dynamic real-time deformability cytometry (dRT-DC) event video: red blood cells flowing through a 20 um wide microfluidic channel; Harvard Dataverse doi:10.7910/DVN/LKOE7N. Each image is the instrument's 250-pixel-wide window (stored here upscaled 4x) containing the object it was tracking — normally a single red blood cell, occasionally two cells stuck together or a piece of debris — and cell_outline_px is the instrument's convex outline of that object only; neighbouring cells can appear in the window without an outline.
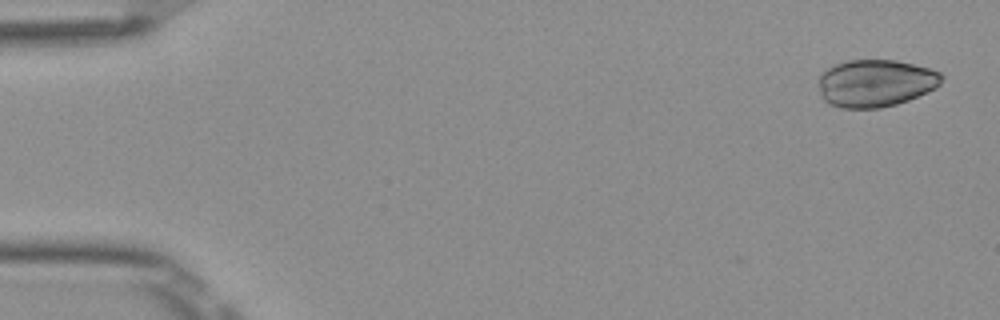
{"species": "Egyptian fruit bat (a non-hibernating species)", "species_latin": "Rousettus aegyptiacus", "temperature_condition": "room temperature", "stored_images_in_passage": 3, "camera_frame_rate_fps": 3000, "um_per_image_px": 0.085, "frame": {"image": 1, "passage_image": 3, "time_ms": 0.667, "image_size_px": [1000, 320], "cell_outline_px": [[944, 76], [940, 84], [936, 88], [908, 100], [896, 104], [880, 108], [840, 108], [828, 104], [820, 96], [816, 80], [828, 68], [836, 64], [848, 60], [896, 60], [928, 68], [940, 72]], "centroid_in_image_um": [74.38, 7.08], "position_along_channel_um": 10.6, "area_um2": 34.22}}